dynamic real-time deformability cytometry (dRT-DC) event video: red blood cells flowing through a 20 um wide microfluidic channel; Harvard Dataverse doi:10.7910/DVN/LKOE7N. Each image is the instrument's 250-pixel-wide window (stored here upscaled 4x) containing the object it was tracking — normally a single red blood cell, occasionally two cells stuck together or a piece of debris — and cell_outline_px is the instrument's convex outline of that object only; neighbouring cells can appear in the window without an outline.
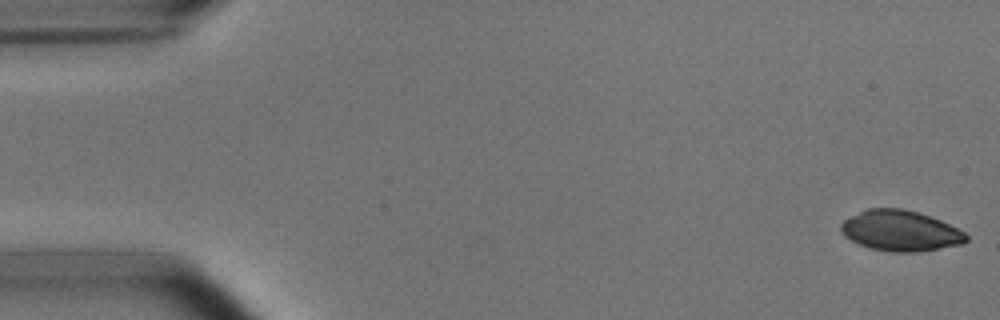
{"species": "common noctule bat (a hibernating species)", "species_latin": "Nyctalus noctula", "temperature_condition": "room temperature", "stored_images_in_passage": 53, "camera_frame_rate_fps": 3000, "um_per_image_px": 0.085, "animal": {"sex": "male", "body_mass_g": 15.6}, "frame": {"image": 1, "passage_image": 1, "time_ms": 0.0, "image_size_px": [1000, 320], "cell_outline_px": [[968, 240], [960, 244], [916, 252], [888, 252], [868, 248], [844, 236], [840, 228], [840, 224], [844, 220], [868, 208], [904, 208], [940, 220], [964, 232], [968, 236]], "centroid_in_image_um": [76.51, 19.62], "position_along_channel_um": 8.5, "area_um2": 29.36}}
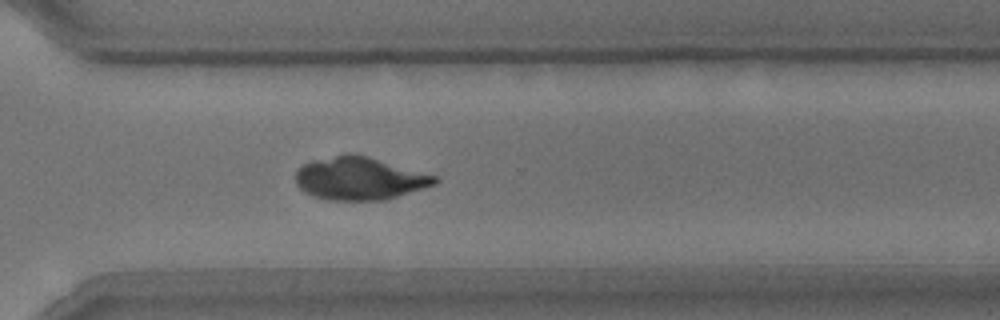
{"frame": {"image": 2, "passage_image": 38, "time_ms": 12.333, "image_size_px": [1000, 320], "cell_outline_px": [[440, 180], [436, 184], [384, 200], [324, 200], [312, 196], [304, 192], [296, 184], [296, 172], [304, 164], [312, 160], [336, 156], [364, 156], [436, 176]], "centroid_in_image_um": [30.53, 15.21], "position_along_channel_um": 340.1, "area_um2": 33.81}}
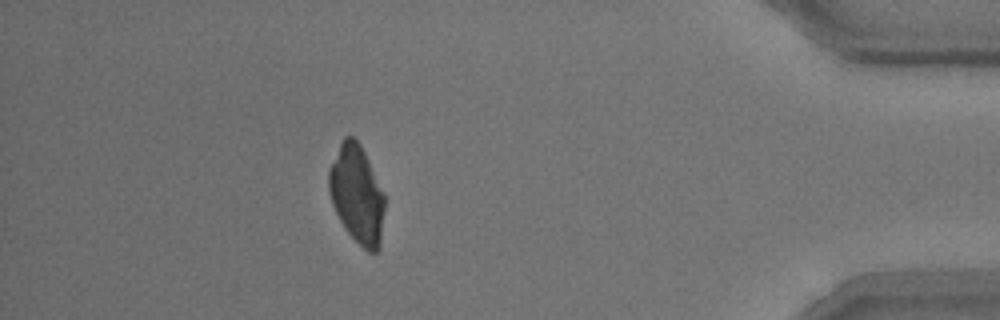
{"frame": {"image": 3, "passage_image": 47, "time_ms": 15.333, "image_size_px": [1000, 320], "cell_outline_px": [[384, 208], [380, 248], [376, 252], [368, 252], [344, 228], [332, 204], [328, 192], [328, 168], [344, 136], [352, 136], [360, 144], [384, 192]], "centroid_in_image_um": [30.32, 16.51], "position_along_channel_um": 404.9, "area_um2": 31.79}}